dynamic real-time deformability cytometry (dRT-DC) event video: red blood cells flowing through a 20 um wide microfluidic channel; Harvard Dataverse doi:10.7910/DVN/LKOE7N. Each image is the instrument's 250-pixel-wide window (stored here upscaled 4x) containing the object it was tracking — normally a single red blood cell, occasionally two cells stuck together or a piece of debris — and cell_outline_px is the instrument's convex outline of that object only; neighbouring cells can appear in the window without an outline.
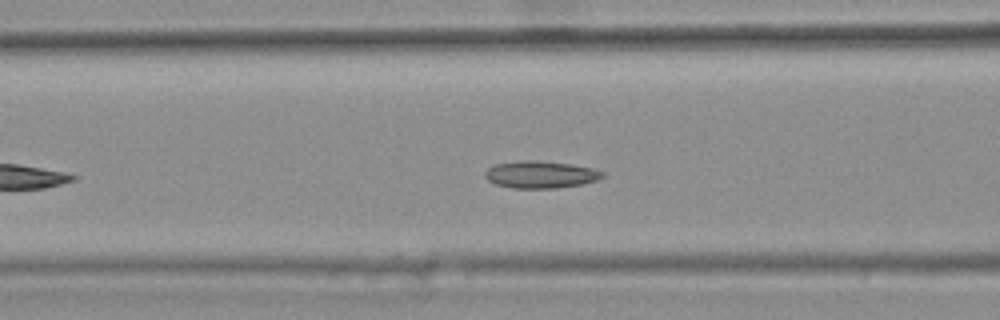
{"species": "common noctule bat (a hibernating species)", "species_latin": "Nyctalus noctula", "temperature_condition": "warm", "stored_images_in_passage": 20, "camera_frame_rate_fps": 3000, "um_per_image_px": 0.085, "animal": {"sex": "female", "body_mass_g": 25.1}, "frame": {"image": 1, "passage_image": 12, "time_ms": 3.667, "image_size_px": [1000, 320], "cell_outline_px": [[604, 176], [596, 180], [580, 184], [556, 188], [512, 188], [496, 184], [488, 180], [484, 176], [484, 172], [488, 168], [496, 164], [524, 160], [536, 160], [572, 164], [592, 168], [604, 172]], "centroid_in_image_um": [45.93, 14.83], "position_along_channel_um": 120.7, "area_um2": 18.5}}